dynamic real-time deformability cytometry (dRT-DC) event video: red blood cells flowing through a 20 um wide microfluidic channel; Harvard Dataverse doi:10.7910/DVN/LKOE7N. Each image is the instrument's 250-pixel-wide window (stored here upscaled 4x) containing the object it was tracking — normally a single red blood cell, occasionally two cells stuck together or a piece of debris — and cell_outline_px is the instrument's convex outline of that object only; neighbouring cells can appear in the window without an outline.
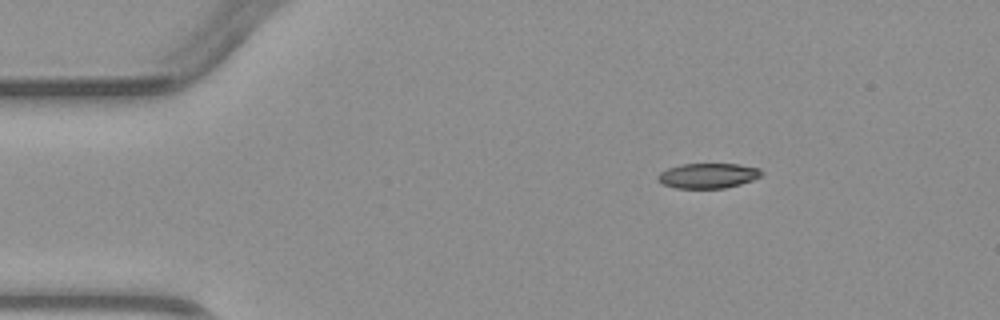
{"species": "common noctule bat (a hibernating species)", "species_latin": "Nyctalus noctula", "temperature_condition": "warm", "stored_images_in_passage": 6, "camera_frame_rate_fps": 3000, "um_per_image_px": 0.085, "animal": {"sex": "male", "body_mass_g": 23.1, "forearm_length_mm": 52.7}, "frame": {"image": 1, "passage_image": 3, "time_ms": 2.333, "image_size_px": [1000, 320], "cell_outline_px": [[764, 172], [760, 176], [752, 180], [740, 184], [724, 188], [676, 188], [664, 184], [656, 180], [656, 176], [660, 172], [668, 168], [680, 164], [740, 164], [760, 168]], "centroid_in_image_um": [60.17, 14.92], "position_along_channel_um": 24.8, "area_um2": 15.2}}
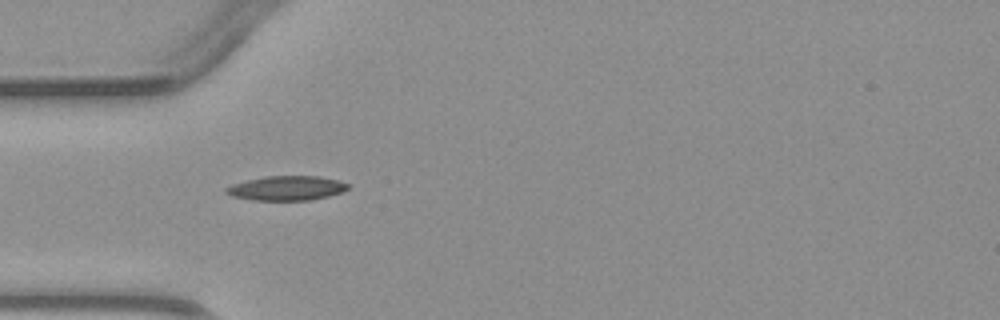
{"frame": {"image": 2, "passage_image": 5, "time_ms": 4.667, "image_size_px": [1000, 320], "cell_outline_px": [[348, 188], [340, 192], [328, 196], [308, 200], [252, 200], [232, 196], [224, 192], [224, 188], [232, 184], [264, 176], [320, 176], [336, 180], [348, 184]], "centroid_in_image_um": [24.3, 15.99], "position_along_channel_um": 60.7, "area_um2": 17.22}}
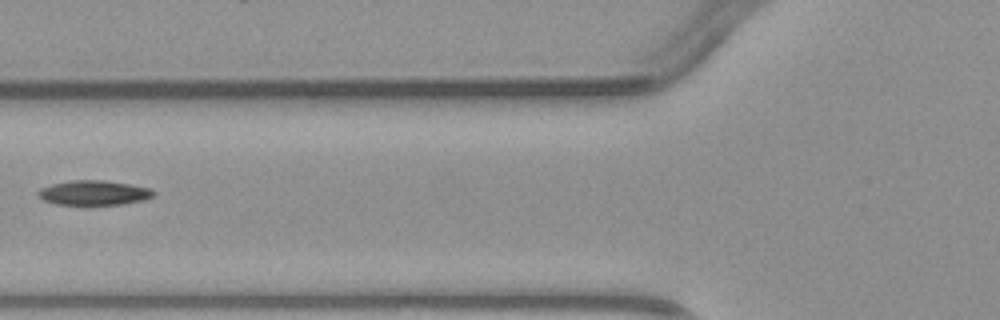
{"frame": {"image": 3, "passage_image": 6, "time_ms": 6.0, "image_size_px": [1000, 320], "cell_outline_px": [[156, 192], [152, 196], [144, 200], [124, 204], [56, 204], [44, 200], [36, 192], [40, 188], [52, 184], [72, 180], [104, 180], [128, 184], [148, 188]], "centroid_in_image_um": [7.97, 16.38], "position_along_channel_um": 117.8, "area_um2": 16.36}}